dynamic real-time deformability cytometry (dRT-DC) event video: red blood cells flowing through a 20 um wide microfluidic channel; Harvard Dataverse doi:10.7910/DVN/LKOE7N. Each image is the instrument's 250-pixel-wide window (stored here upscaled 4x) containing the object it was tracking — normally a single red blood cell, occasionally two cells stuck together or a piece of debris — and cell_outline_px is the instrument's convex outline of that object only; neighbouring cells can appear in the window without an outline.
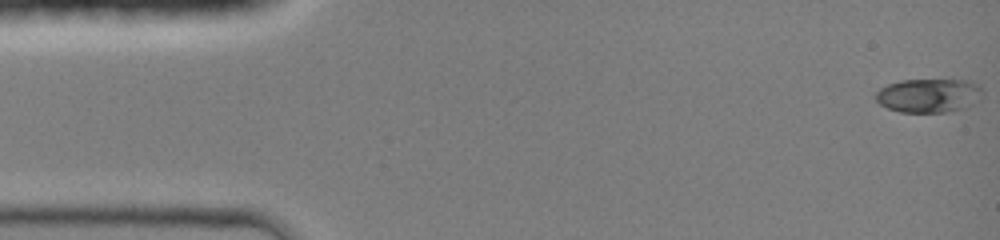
{"species": "common noctule bat (a hibernating species)", "species_latin": "Nyctalus noctula", "temperature_condition": "room temperature", "stored_images_in_passage": 45, "camera_frame_rate_fps": 3000, "um_per_image_px": 0.085, "animal": {"sex": "female", "body_mass_g": 19.0, "forearm_length_mm": 51.5}, "frame": {"image": 1, "passage_image": 1, "time_ms": 0.0, "image_size_px": [1000, 240], "cell_outline_px": [[984, 88], [980, 100], [968, 108], [944, 112], [900, 112], [888, 108], [880, 104], [876, 100], [876, 92], [880, 88], [888, 84], [900, 80], [968, 80], [980, 84]], "centroid_in_image_um": [79.01, 8.11], "position_along_channel_um": 6.0, "area_um2": 21.44}}
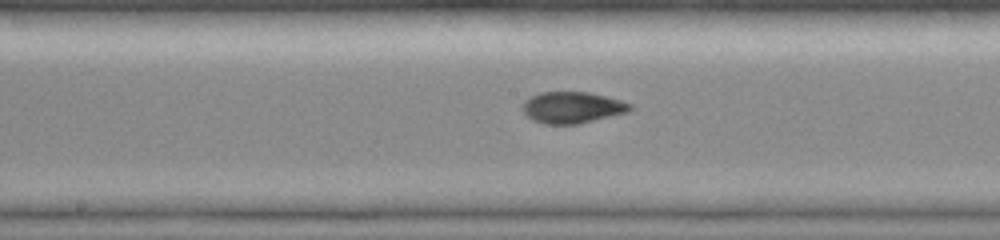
{"frame": {"image": 2, "passage_image": 23, "time_ms": 7.333, "image_size_px": [1000, 240], "cell_outline_px": [[632, 108], [628, 112], [576, 124], [544, 124], [532, 120], [524, 112], [524, 100], [528, 96], [540, 92], [588, 92], [620, 100], [632, 104]], "centroid_in_image_um": [48.62, 9.13], "position_along_channel_um": 199.6, "area_um2": 19.54}}
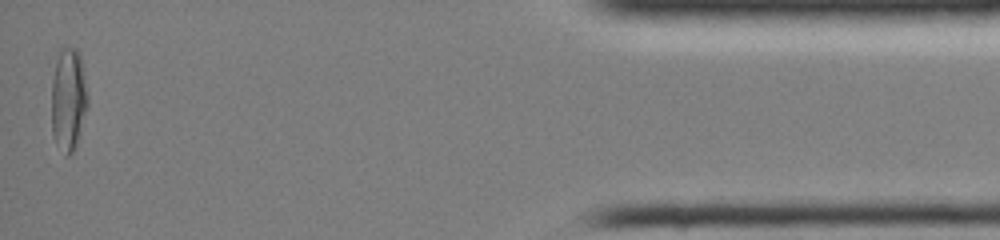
{"frame": {"image": 3, "passage_image": 44, "time_ms": 14.333, "image_size_px": [1000, 240], "cell_outline_px": [[88, 108], [76, 144], [72, 152], [68, 156], [64, 156], [56, 144], [52, 132], [52, 80], [56, 60], [60, 48], [76, 48], [80, 52], [88, 96]], "centroid_in_image_um": [5.82, 8.45], "position_along_channel_um": 429.4, "area_um2": 21.96}, "authors_computed_cell_mechanics": {"area_um2": 19.5364, "velocity_mm_per_s": 4.3169, "shape_relaxation_time_tau1_ms": null, "shape_relaxation_time_tau2_ms": 0.8814, "deformation_change_tau1": null, "deformation_change_tau2": 0.0489}}